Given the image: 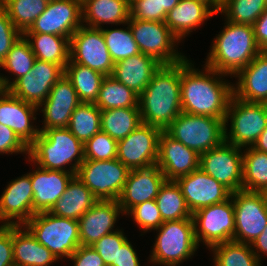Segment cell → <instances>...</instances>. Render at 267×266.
I'll return each instance as SVG.
<instances>
[{
  "mask_svg": "<svg viewBox=\"0 0 267 266\" xmlns=\"http://www.w3.org/2000/svg\"><path fill=\"white\" fill-rule=\"evenodd\" d=\"M180 0H157L158 21L164 22L167 13L172 10Z\"/></svg>",
  "mask_w": 267,
  "mask_h": 266,
  "instance_id": "cell-55",
  "label": "cell"
},
{
  "mask_svg": "<svg viewBox=\"0 0 267 266\" xmlns=\"http://www.w3.org/2000/svg\"><path fill=\"white\" fill-rule=\"evenodd\" d=\"M243 190L267 191V153L252 146L243 148Z\"/></svg>",
  "mask_w": 267,
  "mask_h": 266,
  "instance_id": "cell-36",
  "label": "cell"
},
{
  "mask_svg": "<svg viewBox=\"0 0 267 266\" xmlns=\"http://www.w3.org/2000/svg\"><path fill=\"white\" fill-rule=\"evenodd\" d=\"M36 112L38 106L17 98L8 90H0V124L12 129L27 147L40 134L39 128L32 124L36 120Z\"/></svg>",
  "mask_w": 267,
  "mask_h": 266,
  "instance_id": "cell-19",
  "label": "cell"
},
{
  "mask_svg": "<svg viewBox=\"0 0 267 266\" xmlns=\"http://www.w3.org/2000/svg\"><path fill=\"white\" fill-rule=\"evenodd\" d=\"M243 148L224 141L200 154L199 168L231 192L243 189Z\"/></svg>",
  "mask_w": 267,
  "mask_h": 266,
  "instance_id": "cell-13",
  "label": "cell"
},
{
  "mask_svg": "<svg viewBox=\"0 0 267 266\" xmlns=\"http://www.w3.org/2000/svg\"><path fill=\"white\" fill-rule=\"evenodd\" d=\"M125 25H127L126 29L101 28L105 43L114 63L141 53L137 43L134 41L128 22Z\"/></svg>",
  "mask_w": 267,
  "mask_h": 266,
  "instance_id": "cell-43",
  "label": "cell"
},
{
  "mask_svg": "<svg viewBox=\"0 0 267 266\" xmlns=\"http://www.w3.org/2000/svg\"><path fill=\"white\" fill-rule=\"evenodd\" d=\"M39 131L38 137L28 147V161L43 169L62 170L76 175L85 160L84 144L68 128ZM67 166L70 167L68 170Z\"/></svg>",
  "mask_w": 267,
  "mask_h": 266,
  "instance_id": "cell-4",
  "label": "cell"
},
{
  "mask_svg": "<svg viewBox=\"0 0 267 266\" xmlns=\"http://www.w3.org/2000/svg\"><path fill=\"white\" fill-rule=\"evenodd\" d=\"M22 33L13 25L7 11L0 8V64L6 58L12 45L20 38Z\"/></svg>",
  "mask_w": 267,
  "mask_h": 266,
  "instance_id": "cell-47",
  "label": "cell"
},
{
  "mask_svg": "<svg viewBox=\"0 0 267 266\" xmlns=\"http://www.w3.org/2000/svg\"><path fill=\"white\" fill-rule=\"evenodd\" d=\"M82 25V0L48 1L45 11L24 34H53L71 38Z\"/></svg>",
  "mask_w": 267,
  "mask_h": 266,
  "instance_id": "cell-16",
  "label": "cell"
},
{
  "mask_svg": "<svg viewBox=\"0 0 267 266\" xmlns=\"http://www.w3.org/2000/svg\"><path fill=\"white\" fill-rule=\"evenodd\" d=\"M138 0H127V3L129 6H131L133 3H135Z\"/></svg>",
  "mask_w": 267,
  "mask_h": 266,
  "instance_id": "cell-58",
  "label": "cell"
},
{
  "mask_svg": "<svg viewBox=\"0 0 267 266\" xmlns=\"http://www.w3.org/2000/svg\"><path fill=\"white\" fill-rule=\"evenodd\" d=\"M94 104L101 110L139 107V95L112 76H105Z\"/></svg>",
  "mask_w": 267,
  "mask_h": 266,
  "instance_id": "cell-37",
  "label": "cell"
},
{
  "mask_svg": "<svg viewBox=\"0 0 267 266\" xmlns=\"http://www.w3.org/2000/svg\"><path fill=\"white\" fill-rule=\"evenodd\" d=\"M252 26L258 46L262 51H267V9Z\"/></svg>",
  "mask_w": 267,
  "mask_h": 266,
  "instance_id": "cell-53",
  "label": "cell"
},
{
  "mask_svg": "<svg viewBox=\"0 0 267 266\" xmlns=\"http://www.w3.org/2000/svg\"><path fill=\"white\" fill-rule=\"evenodd\" d=\"M64 74L62 66L36 59L32 70L17 79L7 90L17 98L39 106Z\"/></svg>",
  "mask_w": 267,
  "mask_h": 266,
  "instance_id": "cell-17",
  "label": "cell"
},
{
  "mask_svg": "<svg viewBox=\"0 0 267 266\" xmlns=\"http://www.w3.org/2000/svg\"><path fill=\"white\" fill-rule=\"evenodd\" d=\"M224 25L223 30L212 41L204 65L232 78L262 50L256 42L252 25L227 20Z\"/></svg>",
  "mask_w": 267,
  "mask_h": 266,
  "instance_id": "cell-3",
  "label": "cell"
},
{
  "mask_svg": "<svg viewBox=\"0 0 267 266\" xmlns=\"http://www.w3.org/2000/svg\"><path fill=\"white\" fill-rule=\"evenodd\" d=\"M250 245L259 262H262L261 254L267 256V225L262 233Z\"/></svg>",
  "mask_w": 267,
  "mask_h": 266,
  "instance_id": "cell-54",
  "label": "cell"
},
{
  "mask_svg": "<svg viewBox=\"0 0 267 266\" xmlns=\"http://www.w3.org/2000/svg\"><path fill=\"white\" fill-rule=\"evenodd\" d=\"M123 211L118 200H98L79 219L81 245L91 246L101 237L114 232V225Z\"/></svg>",
  "mask_w": 267,
  "mask_h": 266,
  "instance_id": "cell-24",
  "label": "cell"
},
{
  "mask_svg": "<svg viewBox=\"0 0 267 266\" xmlns=\"http://www.w3.org/2000/svg\"><path fill=\"white\" fill-rule=\"evenodd\" d=\"M200 155L162 131L158 141L157 166L167 181H176L199 168Z\"/></svg>",
  "mask_w": 267,
  "mask_h": 266,
  "instance_id": "cell-21",
  "label": "cell"
},
{
  "mask_svg": "<svg viewBox=\"0 0 267 266\" xmlns=\"http://www.w3.org/2000/svg\"><path fill=\"white\" fill-rule=\"evenodd\" d=\"M235 233L233 241L251 244L267 225L264 192H232Z\"/></svg>",
  "mask_w": 267,
  "mask_h": 266,
  "instance_id": "cell-12",
  "label": "cell"
},
{
  "mask_svg": "<svg viewBox=\"0 0 267 266\" xmlns=\"http://www.w3.org/2000/svg\"><path fill=\"white\" fill-rule=\"evenodd\" d=\"M129 18L127 0H82V24L85 26L101 29L103 24L125 25Z\"/></svg>",
  "mask_w": 267,
  "mask_h": 266,
  "instance_id": "cell-30",
  "label": "cell"
},
{
  "mask_svg": "<svg viewBox=\"0 0 267 266\" xmlns=\"http://www.w3.org/2000/svg\"><path fill=\"white\" fill-rule=\"evenodd\" d=\"M68 129L85 144L101 131V109L94 103H80L71 114Z\"/></svg>",
  "mask_w": 267,
  "mask_h": 266,
  "instance_id": "cell-40",
  "label": "cell"
},
{
  "mask_svg": "<svg viewBox=\"0 0 267 266\" xmlns=\"http://www.w3.org/2000/svg\"><path fill=\"white\" fill-rule=\"evenodd\" d=\"M163 221L192 218L180 186L176 181H165L155 198Z\"/></svg>",
  "mask_w": 267,
  "mask_h": 266,
  "instance_id": "cell-38",
  "label": "cell"
},
{
  "mask_svg": "<svg viewBox=\"0 0 267 266\" xmlns=\"http://www.w3.org/2000/svg\"><path fill=\"white\" fill-rule=\"evenodd\" d=\"M264 198H265V205H266V209H267V191L264 192Z\"/></svg>",
  "mask_w": 267,
  "mask_h": 266,
  "instance_id": "cell-59",
  "label": "cell"
},
{
  "mask_svg": "<svg viewBox=\"0 0 267 266\" xmlns=\"http://www.w3.org/2000/svg\"><path fill=\"white\" fill-rule=\"evenodd\" d=\"M127 215H131L143 233L158 229L164 222L155 199L138 204Z\"/></svg>",
  "mask_w": 267,
  "mask_h": 266,
  "instance_id": "cell-45",
  "label": "cell"
},
{
  "mask_svg": "<svg viewBox=\"0 0 267 266\" xmlns=\"http://www.w3.org/2000/svg\"><path fill=\"white\" fill-rule=\"evenodd\" d=\"M36 57L32 51L29 41L22 34L12 45L6 58L1 62L0 67L14 75L10 81L7 76L0 75L1 87L7 90L17 79L21 78L32 70Z\"/></svg>",
  "mask_w": 267,
  "mask_h": 266,
  "instance_id": "cell-34",
  "label": "cell"
},
{
  "mask_svg": "<svg viewBox=\"0 0 267 266\" xmlns=\"http://www.w3.org/2000/svg\"><path fill=\"white\" fill-rule=\"evenodd\" d=\"M155 231L158 233L149 258L153 265L179 266L199 247L192 218L164 221Z\"/></svg>",
  "mask_w": 267,
  "mask_h": 266,
  "instance_id": "cell-5",
  "label": "cell"
},
{
  "mask_svg": "<svg viewBox=\"0 0 267 266\" xmlns=\"http://www.w3.org/2000/svg\"><path fill=\"white\" fill-rule=\"evenodd\" d=\"M127 240L121 229H115L114 232L101 237L91 246L98 252L106 266H116L118 249Z\"/></svg>",
  "mask_w": 267,
  "mask_h": 266,
  "instance_id": "cell-46",
  "label": "cell"
},
{
  "mask_svg": "<svg viewBox=\"0 0 267 266\" xmlns=\"http://www.w3.org/2000/svg\"><path fill=\"white\" fill-rule=\"evenodd\" d=\"M65 75L71 81L81 103H95L105 75L71 60L65 67Z\"/></svg>",
  "mask_w": 267,
  "mask_h": 266,
  "instance_id": "cell-33",
  "label": "cell"
},
{
  "mask_svg": "<svg viewBox=\"0 0 267 266\" xmlns=\"http://www.w3.org/2000/svg\"><path fill=\"white\" fill-rule=\"evenodd\" d=\"M28 154V147L18 138L14 131L0 124V154Z\"/></svg>",
  "mask_w": 267,
  "mask_h": 266,
  "instance_id": "cell-48",
  "label": "cell"
},
{
  "mask_svg": "<svg viewBox=\"0 0 267 266\" xmlns=\"http://www.w3.org/2000/svg\"><path fill=\"white\" fill-rule=\"evenodd\" d=\"M47 0H2L13 25L24 34L45 11Z\"/></svg>",
  "mask_w": 267,
  "mask_h": 266,
  "instance_id": "cell-41",
  "label": "cell"
},
{
  "mask_svg": "<svg viewBox=\"0 0 267 266\" xmlns=\"http://www.w3.org/2000/svg\"><path fill=\"white\" fill-rule=\"evenodd\" d=\"M162 130L141 123L127 137L117 141V159L129 170L157 165L158 141Z\"/></svg>",
  "mask_w": 267,
  "mask_h": 266,
  "instance_id": "cell-15",
  "label": "cell"
},
{
  "mask_svg": "<svg viewBox=\"0 0 267 266\" xmlns=\"http://www.w3.org/2000/svg\"><path fill=\"white\" fill-rule=\"evenodd\" d=\"M69 259L74 262L73 266H106L92 246L80 245Z\"/></svg>",
  "mask_w": 267,
  "mask_h": 266,
  "instance_id": "cell-51",
  "label": "cell"
},
{
  "mask_svg": "<svg viewBox=\"0 0 267 266\" xmlns=\"http://www.w3.org/2000/svg\"><path fill=\"white\" fill-rule=\"evenodd\" d=\"M207 3L216 13L219 12L222 0H200Z\"/></svg>",
  "mask_w": 267,
  "mask_h": 266,
  "instance_id": "cell-57",
  "label": "cell"
},
{
  "mask_svg": "<svg viewBox=\"0 0 267 266\" xmlns=\"http://www.w3.org/2000/svg\"><path fill=\"white\" fill-rule=\"evenodd\" d=\"M141 123L140 107L101 110V131L116 141L127 137Z\"/></svg>",
  "mask_w": 267,
  "mask_h": 266,
  "instance_id": "cell-35",
  "label": "cell"
},
{
  "mask_svg": "<svg viewBox=\"0 0 267 266\" xmlns=\"http://www.w3.org/2000/svg\"><path fill=\"white\" fill-rule=\"evenodd\" d=\"M130 17L142 21H158L157 0H138L130 6Z\"/></svg>",
  "mask_w": 267,
  "mask_h": 266,
  "instance_id": "cell-50",
  "label": "cell"
},
{
  "mask_svg": "<svg viewBox=\"0 0 267 266\" xmlns=\"http://www.w3.org/2000/svg\"><path fill=\"white\" fill-rule=\"evenodd\" d=\"M217 14L207 3L200 0H180L170 10L165 23L171 32L181 41L192 30L198 29L207 19Z\"/></svg>",
  "mask_w": 267,
  "mask_h": 266,
  "instance_id": "cell-27",
  "label": "cell"
},
{
  "mask_svg": "<svg viewBox=\"0 0 267 266\" xmlns=\"http://www.w3.org/2000/svg\"><path fill=\"white\" fill-rule=\"evenodd\" d=\"M0 266H14L13 225H0Z\"/></svg>",
  "mask_w": 267,
  "mask_h": 266,
  "instance_id": "cell-49",
  "label": "cell"
},
{
  "mask_svg": "<svg viewBox=\"0 0 267 266\" xmlns=\"http://www.w3.org/2000/svg\"><path fill=\"white\" fill-rule=\"evenodd\" d=\"M14 266H51L58 258L24 225H13Z\"/></svg>",
  "mask_w": 267,
  "mask_h": 266,
  "instance_id": "cell-29",
  "label": "cell"
},
{
  "mask_svg": "<svg viewBox=\"0 0 267 266\" xmlns=\"http://www.w3.org/2000/svg\"><path fill=\"white\" fill-rule=\"evenodd\" d=\"M161 65L154 57L139 53L116 62L111 76L140 95Z\"/></svg>",
  "mask_w": 267,
  "mask_h": 266,
  "instance_id": "cell-28",
  "label": "cell"
},
{
  "mask_svg": "<svg viewBox=\"0 0 267 266\" xmlns=\"http://www.w3.org/2000/svg\"><path fill=\"white\" fill-rule=\"evenodd\" d=\"M33 216V191L30 173L8 183L0 195L1 225H24Z\"/></svg>",
  "mask_w": 267,
  "mask_h": 266,
  "instance_id": "cell-20",
  "label": "cell"
},
{
  "mask_svg": "<svg viewBox=\"0 0 267 266\" xmlns=\"http://www.w3.org/2000/svg\"><path fill=\"white\" fill-rule=\"evenodd\" d=\"M97 201L93 193L74 175L65 192L48 212L58 217L78 221Z\"/></svg>",
  "mask_w": 267,
  "mask_h": 266,
  "instance_id": "cell-31",
  "label": "cell"
},
{
  "mask_svg": "<svg viewBox=\"0 0 267 266\" xmlns=\"http://www.w3.org/2000/svg\"><path fill=\"white\" fill-rule=\"evenodd\" d=\"M176 182L192 214L201 208L222 203L232 194L227 187L200 168L178 178Z\"/></svg>",
  "mask_w": 267,
  "mask_h": 266,
  "instance_id": "cell-18",
  "label": "cell"
},
{
  "mask_svg": "<svg viewBox=\"0 0 267 266\" xmlns=\"http://www.w3.org/2000/svg\"><path fill=\"white\" fill-rule=\"evenodd\" d=\"M224 122L226 142L240 148L253 146L267 127V104L243 101L233 95Z\"/></svg>",
  "mask_w": 267,
  "mask_h": 266,
  "instance_id": "cell-8",
  "label": "cell"
},
{
  "mask_svg": "<svg viewBox=\"0 0 267 266\" xmlns=\"http://www.w3.org/2000/svg\"><path fill=\"white\" fill-rule=\"evenodd\" d=\"M253 148L267 153V127L266 129L260 134L256 142L252 146Z\"/></svg>",
  "mask_w": 267,
  "mask_h": 266,
  "instance_id": "cell-56",
  "label": "cell"
},
{
  "mask_svg": "<svg viewBox=\"0 0 267 266\" xmlns=\"http://www.w3.org/2000/svg\"><path fill=\"white\" fill-rule=\"evenodd\" d=\"M80 103L71 81L64 74L38 106L44 116V125L39 129L68 128L71 114Z\"/></svg>",
  "mask_w": 267,
  "mask_h": 266,
  "instance_id": "cell-22",
  "label": "cell"
},
{
  "mask_svg": "<svg viewBox=\"0 0 267 266\" xmlns=\"http://www.w3.org/2000/svg\"><path fill=\"white\" fill-rule=\"evenodd\" d=\"M191 61L187 57L181 61L182 112L225 120L233 83L222 78L227 75L206 65L204 72L195 69Z\"/></svg>",
  "mask_w": 267,
  "mask_h": 266,
  "instance_id": "cell-1",
  "label": "cell"
},
{
  "mask_svg": "<svg viewBox=\"0 0 267 266\" xmlns=\"http://www.w3.org/2000/svg\"><path fill=\"white\" fill-rule=\"evenodd\" d=\"M129 171L117 158L104 161L84 160L76 176L97 200H118Z\"/></svg>",
  "mask_w": 267,
  "mask_h": 266,
  "instance_id": "cell-10",
  "label": "cell"
},
{
  "mask_svg": "<svg viewBox=\"0 0 267 266\" xmlns=\"http://www.w3.org/2000/svg\"><path fill=\"white\" fill-rule=\"evenodd\" d=\"M233 95L247 102L267 104V51L259 53L236 76Z\"/></svg>",
  "mask_w": 267,
  "mask_h": 266,
  "instance_id": "cell-26",
  "label": "cell"
},
{
  "mask_svg": "<svg viewBox=\"0 0 267 266\" xmlns=\"http://www.w3.org/2000/svg\"><path fill=\"white\" fill-rule=\"evenodd\" d=\"M30 172V180L33 191V215L39 212L49 211L58 201L73 173L62 170H47L36 166Z\"/></svg>",
  "mask_w": 267,
  "mask_h": 266,
  "instance_id": "cell-25",
  "label": "cell"
},
{
  "mask_svg": "<svg viewBox=\"0 0 267 266\" xmlns=\"http://www.w3.org/2000/svg\"><path fill=\"white\" fill-rule=\"evenodd\" d=\"M116 266H141L137 253L128 239L118 249Z\"/></svg>",
  "mask_w": 267,
  "mask_h": 266,
  "instance_id": "cell-52",
  "label": "cell"
},
{
  "mask_svg": "<svg viewBox=\"0 0 267 266\" xmlns=\"http://www.w3.org/2000/svg\"><path fill=\"white\" fill-rule=\"evenodd\" d=\"M85 160H111L117 157V141L100 131L84 144Z\"/></svg>",
  "mask_w": 267,
  "mask_h": 266,
  "instance_id": "cell-44",
  "label": "cell"
},
{
  "mask_svg": "<svg viewBox=\"0 0 267 266\" xmlns=\"http://www.w3.org/2000/svg\"><path fill=\"white\" fill-rule=\"evenodd\" d=\"M23 35L29 41L36 59L60 65L65 69L70 61V38L44 33Z\"/></svg>",
  "mask_w": 267,
  "mask_h": 266,
  "instance_id": "cell-32",
  "label": "cell"
},
{
  "mask_svg": "<svg viewBox=\"0 0 267 266\" xmlns=\"http://www.w3.org/2000/svg\"><path fill=\"white\" fill-rule=\"evenodd\" d=\"M142 123L164 131L182 112L181 61L162 64L139 95Z\"/></svg>",
  "mask_w": 267,
  "mask_h": 266,
  "instance_id": "cell-2",
  "label": "cell"
},
{
  "mask_svg": "<svg viewBox=\"0 0 267 266\" xmlns=\"http://www.w3.org/2000/svg\"><path fill=\"white\" fill-rule=\"evenodd\" d=\"M70 60L111 76L114 62L105 43L102 30L81 25L70 38Z\"/></svg>",
  "mask_w": 267,
  "mask_h": 266,
  "instance_id": "cell-14",
  "label": "cell"
},
{
  "mask_svg": "<svg viewBox=\"0 0 267 266\" xmlns=\"http://www.w3.org/2000/svg\"><path fill=\"white\" fill-rule=\"evenodd\" d=\"M24 226L58 260L64 257L69 259L81 245L77 220L58 217L44 211L34 214Z\"/></svg>",
  "mask_w": 267,
  "mask_h": 266,
  "instance_id": "cell-6",
  "label": "cell"
},
{
  "mask_svg": "<svg viewBox=\"0 0 267 266\" xmlns=\"http://www.w3.org/2000/svg\"><path fill=\"white\" fill-rule=\"evenodd\" d=\"M165 181V175L157 165L148 168L131 169L118 199L123 214L126 215L138 204L154 200Z\"/></svg>",
  "mask_w": 267,
  "mask_h": 266,
  "instance_id": "cell-23",
  "label": "cell"
},
{
  "mask_svg": "<svg viewBox=\"0 0 267 266\" xmlns=\"http://www.w3.org/2000/svg\"><path fill=\"white\" fill-rule=\"evenodd\" d=\"M266 9L265 0H222L217 14L233 23L253 25Z\"/></svg>",
  "mask_w": 267,
  "mask_h": 266,
  "instance_id": "cell-42",
  "label": "cell"
},
{
  "mask_svg": "<svg viewBox=\"0 0 267 266\" xmlns=\"http://www.w3.org/2000/svg\"><path fill=\"white\" fill-rule=\"evenodd\" d=\"M195 237L206 248L233 241L235 233L234 206L231 197L219 204L201 208L192 214Z\"/></svg>",
  "mask_w": 267,
  "mask_h": 266,
  "instance_id": "cell-11",
  "label": "cell"
},
{
  "mask_svg": "<svg viewBox=\"0 0 267 266\" xmlns=\"http://www.w3.org/2000/svg\"><path fill=\"white\" fill-rule=\"evenodd\" d=\"M199 155L225 141V122L220 118L181 112L164 130Z\"/></svg>",
  "mask_w": 267,
  "mask_h": 266,
  "instance_id": "cell-7",
  "label": "cell"
},
{
  "mask_svg": "<svg viewBox=\"0 0 267 266\" xmlns=\"http://www.w3.org/2000/svg\"><path fill=\"white\" fill-rule=\"evenodd\" d=\"M214 266H261L251 245L228 241L213 245Z\"/></svg>",
  "mask_w": 267,
  "mask_h": 266,
  "instance_id": "cell-39",
  "label": "cell"
},
{
  "mask_svg": "<svg viewBox=\"0 0 267 266\" xmlns=\"http://www.w3.org/2000/svg\"><path fill=\"white\" fill-rule=\"evenodd\" d=\"M128 24L141 53L154 57L161 64H174L186 58L176 50L181 41L165 22L142 21L130 17Z\"/></svg>",
  "mask_w": 267,
  "mask_h": 266,
  "instance_id": "cell-9",
  "label": "cell"
}]
</instances>
